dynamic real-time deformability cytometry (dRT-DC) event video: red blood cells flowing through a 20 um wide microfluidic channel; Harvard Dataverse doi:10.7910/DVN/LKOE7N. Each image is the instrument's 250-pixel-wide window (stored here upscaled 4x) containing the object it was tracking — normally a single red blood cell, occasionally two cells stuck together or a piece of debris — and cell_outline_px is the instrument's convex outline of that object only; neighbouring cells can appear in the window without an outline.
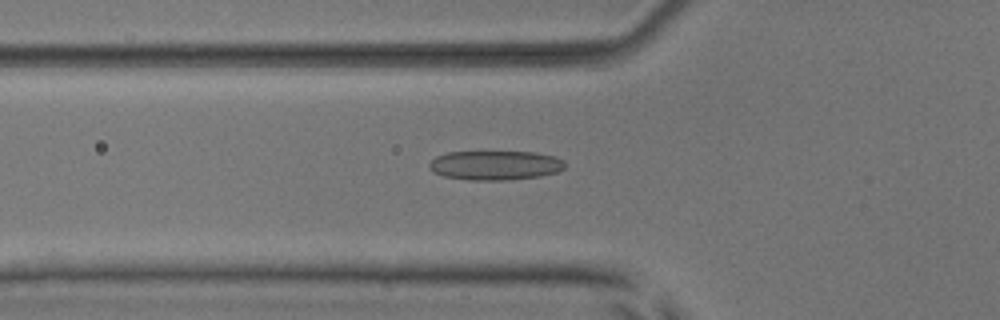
{"species": "common noctule bat (a hibernating species)", "species_latin": "Nyctalus noctula", "temperature_condition": "room temperature", "stored_images_in_passage": 52, "camera_frame_rate_fps": 3000, "um_per_image_px": 0.085, "animal": {"sex": "male", "body_mass_g": 17.9, "forearm_length_mm": 54.2}, "frame": {"image": 1, "passage_image": 19, "time_ms": 6.0, "image_size_px": [1000, 320], "cell_outline_px": [[564, 168], [556, 172], [540, 176], [508, 180], [468, 180], [444, 176], [432, 172], [428, 168], [428, 164], [436, 156], [448, 152], [536, 152], [556, 156], [564, 160]], "centroid_in_image_um": [42.08, 14.05], "position_along_channel_um": 83.7, "area_um2": 23.35}}
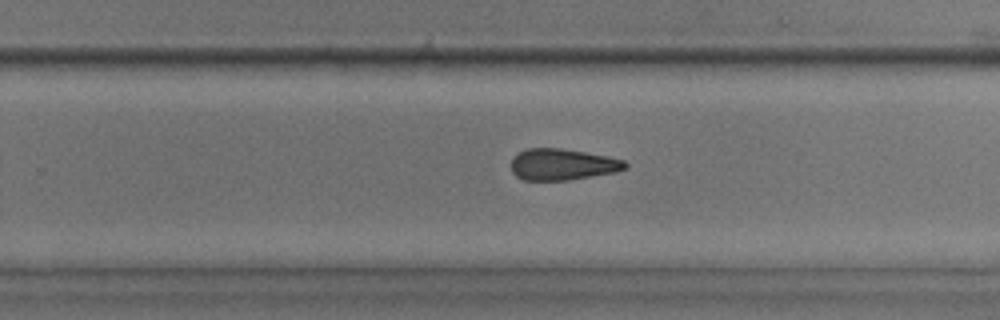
{"frame": {"image": 2, "passage_image": 34, "time_ms": 11.0, "image_size_px": [1000, 320], "cell_outline_px": [[628, 168], [616, 172], [568, 180], [524, 180], [516, 176], [512, 172], [512, 156], [528, 148], [560, 148], [608, 156], [624, 160], [628, 164]], "centroid_in_image_um": [47.82, 13.98], "position_along_channel_um": 282.0, "area_um2": 20.87}}
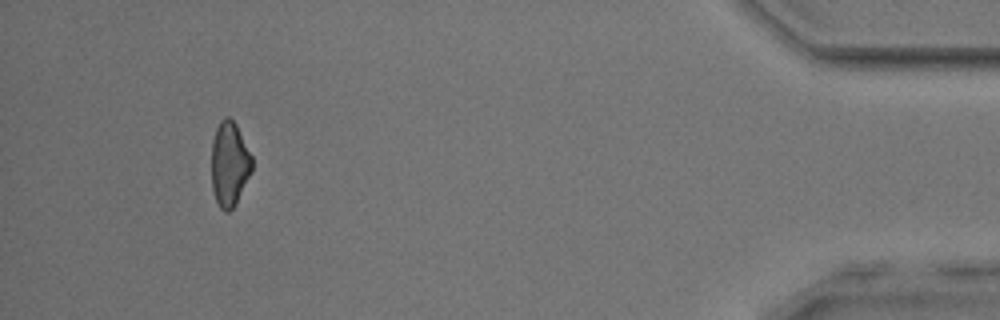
{"frame": {"image": 3, "passage_image": 49, "time_ms": 16.0, "image_size_px": [1000, 320], "cell_outline_px": [[252, 172], [232, 208], [228, 212], [224, 212], [220, 208], [216, 200], [212, 188], [212, 140], [216, 128], [220, 120], [224, 116], [228, 116], [236, 124], [252, 156]], "centroid_in_image_um": [19.5, 13.91], "position_along_channel_um": 415.7, "area_um2": 19.88}, "authors_computed_cell_mechanics": {"area_um2": 22.1663, "velocity_mm_per_s": 3.9709, "shape_relaxation_time_tau1_ms": 9.8072, "shape_relaxation_time_tau2_ms": 3.9748, "deformation_change_tau1": 0.1885, "deformation_change_tau2": 0.126}}